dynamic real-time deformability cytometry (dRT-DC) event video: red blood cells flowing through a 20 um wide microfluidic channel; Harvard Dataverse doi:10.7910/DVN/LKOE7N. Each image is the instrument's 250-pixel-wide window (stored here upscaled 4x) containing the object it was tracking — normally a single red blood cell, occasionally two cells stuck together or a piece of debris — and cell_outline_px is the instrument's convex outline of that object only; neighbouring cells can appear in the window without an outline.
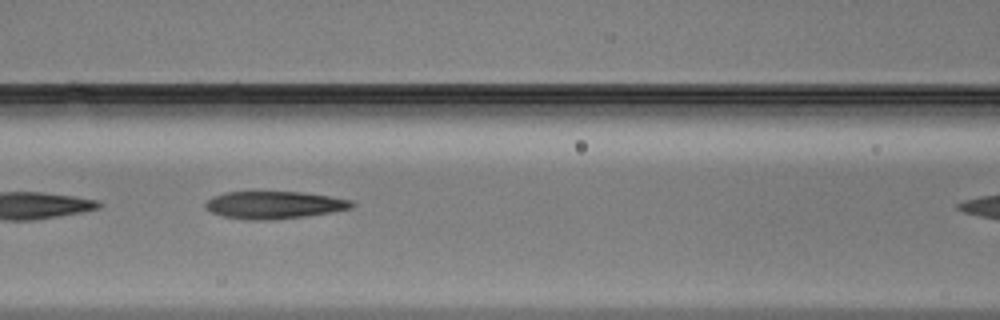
{"species": "Egyptian fruit bat (a non-hibernating species)", "species_latin": "Rousettus aegyptiacus", "temperature_condition": "warm", "stored_images_in_passage": 12, "camera_frame_rate_fps": 3000, "um_per_image_px": 0.085, "animal": {"sex": "male"}, "frame": {"image": 1, "passage_image": 6, "time_ms": 1.667, "image_size_px": [1000, 320], "cell_outline_px": [[356, 204], [352, 208], [304, 216], [264, 220], [248, 220], [224, 216], [212, 212], [204, 208], [204, 204], [212, 196], [224, 192], [300, 192], [328, 196], [352, 200]], "centroid_in_image_um": [23.27, 17.41], "position_along_channel_um": 143.3, "area_um2": 23.18}}